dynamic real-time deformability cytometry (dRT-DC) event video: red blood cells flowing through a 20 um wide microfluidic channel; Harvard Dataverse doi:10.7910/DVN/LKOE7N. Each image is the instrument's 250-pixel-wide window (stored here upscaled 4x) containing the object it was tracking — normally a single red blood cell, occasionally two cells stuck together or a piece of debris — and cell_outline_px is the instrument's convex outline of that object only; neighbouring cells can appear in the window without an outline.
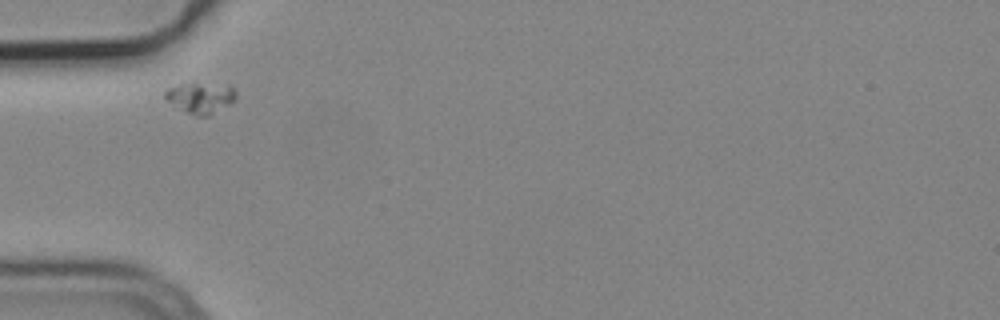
{"species": "common noctule bat (a hibernating species)", "species_latin": "Nyctalus noctula", "temperature_condition": "cold", "stored_images_in_passage": 2, "camera_frame_rate_fps": 3000, "um_per_image_px": 0.085, "animal": {"sex": "male", "body_mass_g": 19.2, "forearm_length_mm": 51.8}, "frame": {"image": 1, "passage_image": 1, "time_ms": 0.0, "image_size_px": [1000, 320], "cell_outline_px": [[236, 100], [208, 116], [196, 116], [188, 112], [168, 100], [164, 96], [164, 92], [168, 88], [180, 84], [228, 84], [236, 92]], "centroid_in_image_um": [17.09, 8.3], "position_along_channel_um": 67.9, "area_um2": 12.37}}
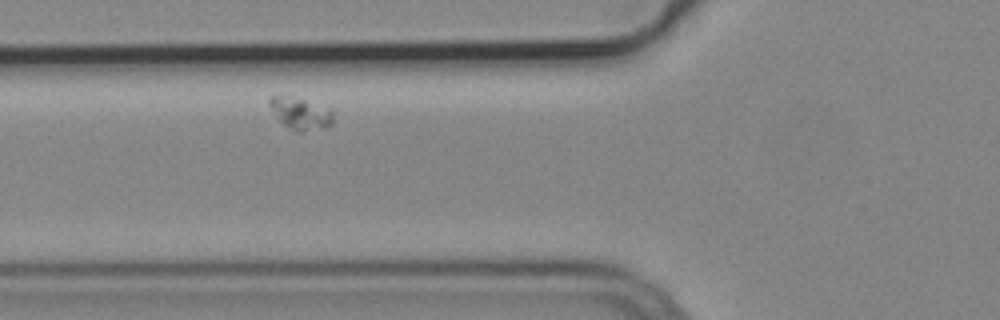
{"frame": {"image": 2, "passage_image": 2, "time_ms": 0.333, "image_size_px": [1000, 320], "cell_outline_px": [[332, 124], [324, 128], [304, 132], [296, 132], [284, 124], [276, 116], [268, 104], [268, 96], [284, 96], [304, 100], [332, 108]], "centroid_in_image_um": [25.55, 9.65], "position_along_channel_um": 100.2, "area_um2": 11.79}}